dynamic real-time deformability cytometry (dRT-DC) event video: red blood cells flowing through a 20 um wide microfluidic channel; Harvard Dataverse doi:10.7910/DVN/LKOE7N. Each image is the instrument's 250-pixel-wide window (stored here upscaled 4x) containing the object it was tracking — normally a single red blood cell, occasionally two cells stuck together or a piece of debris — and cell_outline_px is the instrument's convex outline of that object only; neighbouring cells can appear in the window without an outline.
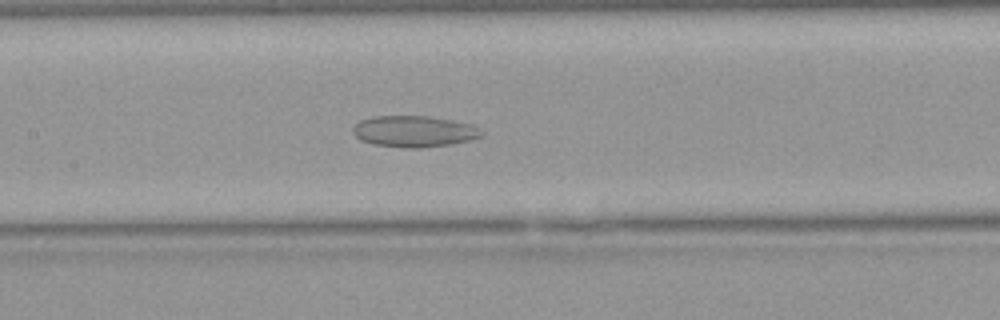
{"species": "Egyptian fruit bat (a non-hibernating species)", "species_latin": "Rousettus aegyptiacus", "temperature_condition": "warm", "stored_images_in_passage": 39, "camera_frame_rate_fps": 3000, "um_per_image_px": 0.085, "animal": {"sex": "female"}, "frame": {"image": 1, "passage_image": 16, "time_ms": 5.0, "image_size_px": [1000, 320], "cell_outline_px": [[484, 136], [452, 144], [420, 148], [408, 148], [372, 144], [360, 140], [352, 132], [352, 128], [360, 120], [372, 116], [428, 116], [472, 124], [484, 132]], "centroid_in_image_um": [35.19, 11.17], "position_along_channel_um": 172.2, "area_um2": 23.52}}
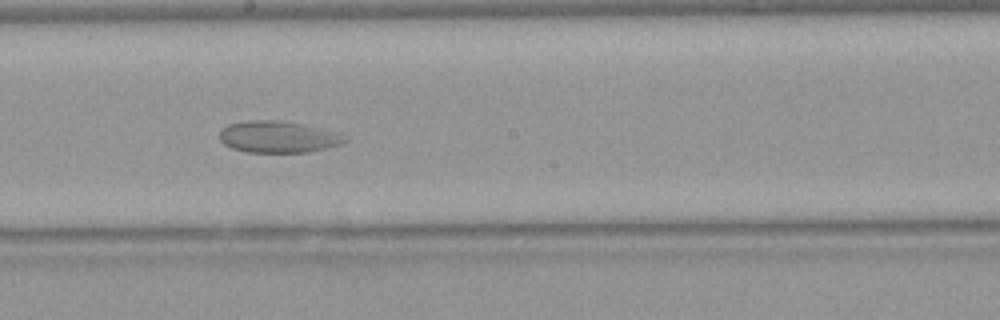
{"frame": {"image": 2, "passage_image": 20, "time_ms": 6.333, "image_size_px": [1000, 320], "cell_outline_px": [[348, 140], [340, 144], [308, 152], [248, 152], [232, 148], [224, 144], [220, 140], [220, 128], [228, 124], [244, 120], [280, 120], [324, 128], [348, 136]], "centroid_in_image_um": [23.63, 11.62], "position_along_channel_um": 224.6, "area_um2": 23.29}}
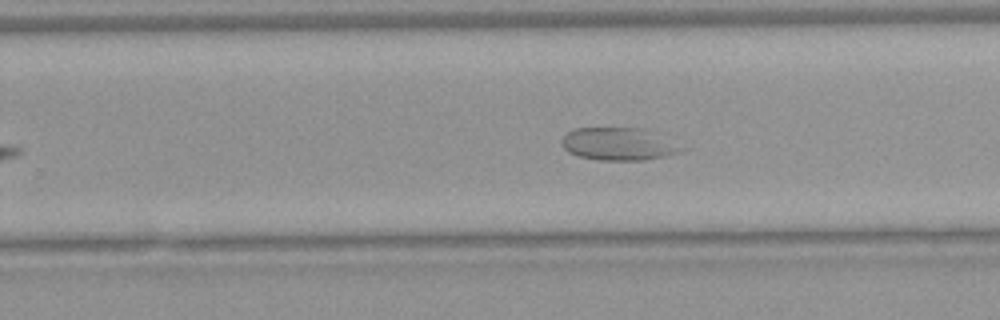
{"frame": {"image": 3, "passage_image": 24, "time_ms": 7.667, "image_size_px": [1000, 320], "cell_outline_px": [[684, 148], [676, 152], [664, 156], [644, 160], [600, 160], [580, 156], [568, 152], [564, 148], [560, 140], [572, 128], [644, 128]], "centroid_in_image_um": [52.49, 12.23], "position_along_channel_um": 277.3, "area_um2": 22.31}}